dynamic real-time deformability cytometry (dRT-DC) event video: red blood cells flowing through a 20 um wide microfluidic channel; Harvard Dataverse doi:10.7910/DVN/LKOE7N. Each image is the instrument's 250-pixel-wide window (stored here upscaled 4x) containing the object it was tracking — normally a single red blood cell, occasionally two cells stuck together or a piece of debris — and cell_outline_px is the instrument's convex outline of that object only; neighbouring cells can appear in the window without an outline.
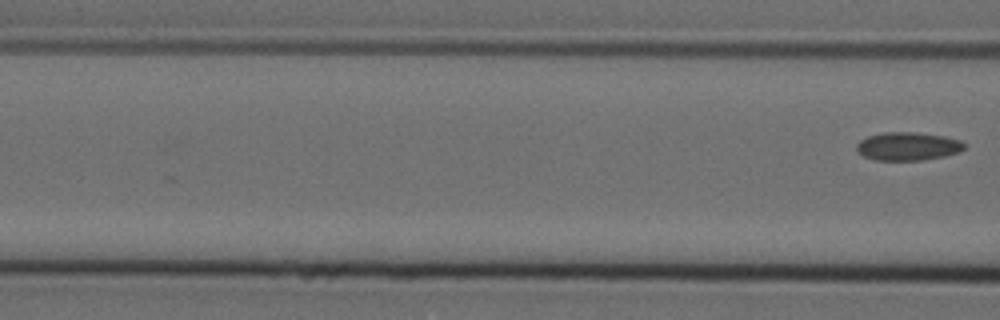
{"species": "Egyptian fruit bat (a non-hibernating species)", "species_latin": "Rousettus aegyptiacus", "temperature_condition": "cold", "stored_images_in_passage": 5, "camera_frame_rate_fps": 3000, "um_per_image_px": 0.085, "animal": {"sex": "female"}, "frame": {"image": 1, "passage_image": 5, "time_ms": 1.333, "image_size_px": [1000, 320], "cell_outline_px": [[964, 148], [960, 152], [944, 156], [920, 160], [872, 160], [864, 156], [856, 148], [856, 144], [860, 140], [868, 136], [884, 132], [916, 132], [944, 136], [960, 140], [964, 144]], "centroid_in_image_um": [77.16, 12.43], "position_along_channel_um": 89.4, "area_um2": 17.69}}